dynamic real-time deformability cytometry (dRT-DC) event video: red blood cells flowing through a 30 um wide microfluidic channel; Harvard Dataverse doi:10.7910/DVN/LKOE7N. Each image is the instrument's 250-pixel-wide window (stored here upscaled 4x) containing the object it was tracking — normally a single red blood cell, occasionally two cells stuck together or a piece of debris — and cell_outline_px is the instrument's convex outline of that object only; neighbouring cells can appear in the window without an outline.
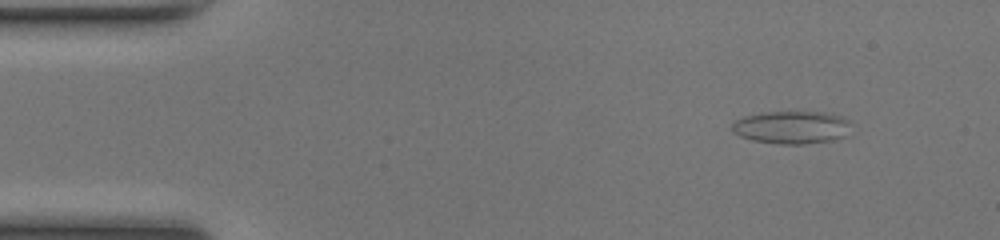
{"species": "common noctule bat (a hibernating species)", "species_latin": "Nyctalus noctula", "temperature_condition": "room temperature", "stored_images_in_passage": 45, "camera_frame_rate_fps": 3000, "um_per_image_px": 0.085, "animal": {"sex": "female", "body_mass_g": 17.0, "forearm_length_mm": 48.0}, "frame": {"image": 1, "passage_image": 1, "time_ms": 0.0, "image_size_px": [1000, 240], "cell_outline_px": [[848, 136], [832, 140], [804, 144], [780, 144], [752, 140], [740, 136], [732, 132], [732, 124], [736, 120], [744, 116], [764, 112], [824, 112], [840, 116], [848, 120]], "centroid_in_image_um": [67.28, 10.83], "position_along_channel_um": 17.7, "area_um2": 22.72}}
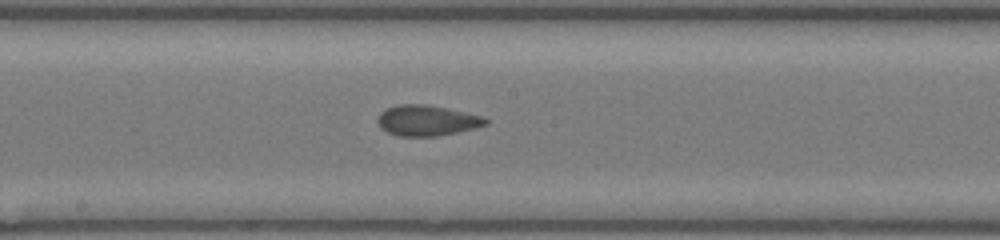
{"frame": {"image": 2, "passage_image": 22, "time_ms": 7.0, "image_size_px": [1000, 240], "cell_outline_px": [[488, 124], [456, 132], [436, 136], [396, 136], [380, 128], [376, 120], [380, 112], [396, 104], [424, 104], [448, 108], [484, 116], [488, 120]], "centroid_in_image_um": [36.26, 10.23], "position_along_channel_um": 211.9, "area_um2": 19.31}}
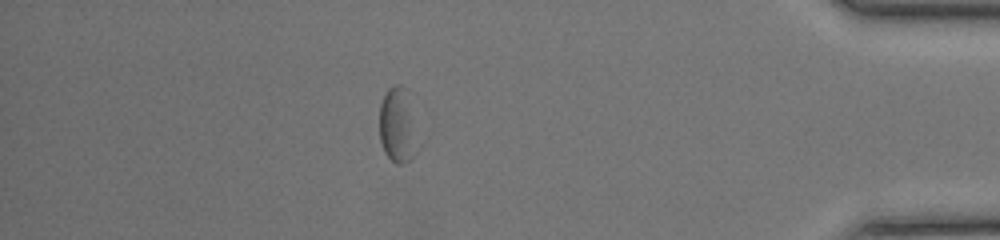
{"frame": {"image": 3, "passage_image": 39, "time_ms": 12.667, "image_size_px": [1000, 240], "cell_outline_px": [[424, 144], [412, 160], [404, 164], [396, 164], [384, 152], [380, 140], [380, 104], [388, 88], [396, 84], [400, 84], [408, 88]], "centroid_in_image_um": [33.95, 10.69], "position_along_channel_um": 401.2, "area_um2": 18.61}, "authors_computed_cell_mechanics": {"area_um2": 19.1318, "velocity_mm_per_s": 4.1306, "shape_relaxation_time_tau1_ms": 8.7423, "shape_relaxation_time_tau2_ms": 2.7189, "deformation_change_tau1": 0.1385, "deformation_change_tau2": 0.1056}}